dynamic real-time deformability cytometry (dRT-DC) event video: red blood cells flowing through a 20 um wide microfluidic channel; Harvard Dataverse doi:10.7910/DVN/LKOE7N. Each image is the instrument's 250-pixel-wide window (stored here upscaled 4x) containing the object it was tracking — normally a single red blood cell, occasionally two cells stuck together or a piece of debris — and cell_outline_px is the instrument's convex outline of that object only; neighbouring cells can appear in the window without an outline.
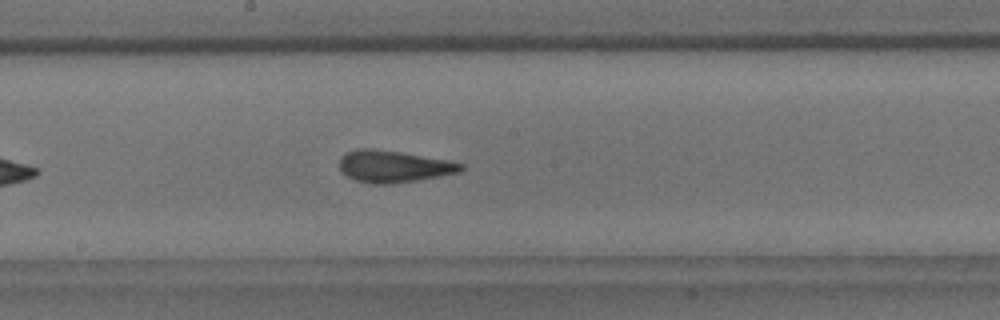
{"species": "common noctule bat (a hibernating species)", "species_latin": "Nyctalus noctula", "temperature_condition": "room temperature", "stored_images_in_passage": 44, "camera_frame_rate_fps": 3000, "um_per_image_px": 0.085, "animal": {"sex": "male", "body_mass_g": 18.8}, "frame": {"image": 1, "passage_image": 19, "time_ms": 6.0, "image_size_px": [1000, 320], "cell_outline_px": [[464, 168], [460, 172], [416, 180], [388, 184], [372, 184], [356, 180], [340, 172], [340, 156], [356, 148], [372, 148], [400, 152], [452, 160], [464, 164]], "centroid_in_image_um": [33.46, 14.13], "position_along_channel_um": 214.7, "area_um2": 22.66}}
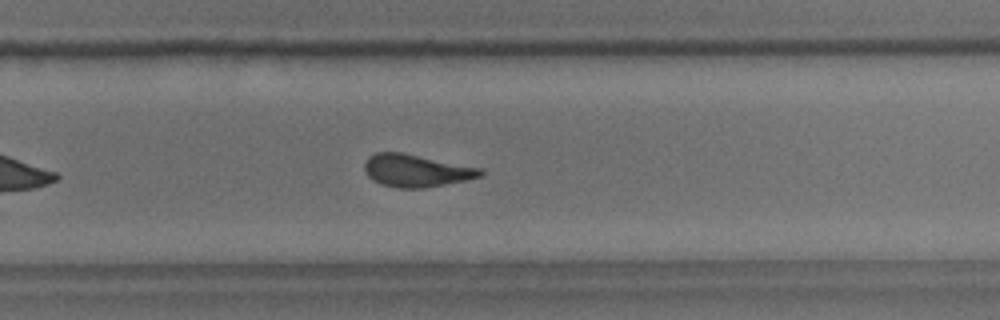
{"frame": {"image": 2, "passage_image": 26, "time_ms": 8.333, "image_size_px": [1000, 320], "cell_outline_px": [[484, 172], [480, 176], [464, 180], [424, 188], [400, 188], [380, 184], [372, 180], [364, 172], [364, 164], [368, 156], [376, 152], [400, 152], [480, 168]], "centroid_in_image_um": [35.3, 14.5], "position_along_channel_um": 294.5, "area_um2": 21.68}, "authors_computed_cell_mechanics": {"area_um2": 21.964, "velocity_mm_per_s": 3.4311, "shape_relaxation_time_tau1_ms": 6.5432, "shape_relaxation_time_tau2_ms": 1.2102, "deformation_change_tau1": 0.1933, "deformation_change_tau2": 0.0982}}